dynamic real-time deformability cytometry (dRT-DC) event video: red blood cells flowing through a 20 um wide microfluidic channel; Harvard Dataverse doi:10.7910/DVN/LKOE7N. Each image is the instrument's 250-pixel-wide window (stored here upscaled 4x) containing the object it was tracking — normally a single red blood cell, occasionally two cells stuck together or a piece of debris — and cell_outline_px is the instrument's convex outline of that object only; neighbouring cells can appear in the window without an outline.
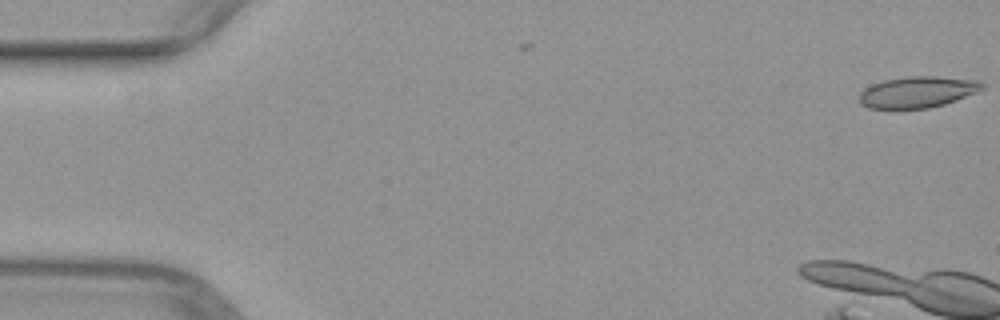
{"species": "common noctule bat (a hibernating species)", "species_latin": "Nyctalus noctula", "temperature_condition": "warm", "stored_images_in_passage": 3, "camera_frame_rate_fps": 3000, "um_per_image_px": 0.085, "animal": {"sex": "female", "body_mass_g": 29.2, "forearm_length_mm": 56.3}, "frame": {"image": 1, "passage_image": 3, "time_ms": 0.667, "image_size_px": [1000, 320], "cell_outline_px": [[984, 88], [976, 92], [956, 100], [944, 104], [928, 108], [868, 108], [860, 104], [860, 92], [864, 88], [872, 84], [884, 80], [908, 76], [936, 76], [980, 80], [984, 84]], "centroid_in_image_um": [77.99, 7.81], "position_along_channel_um": 7.0, "area_um2": 22.37}}